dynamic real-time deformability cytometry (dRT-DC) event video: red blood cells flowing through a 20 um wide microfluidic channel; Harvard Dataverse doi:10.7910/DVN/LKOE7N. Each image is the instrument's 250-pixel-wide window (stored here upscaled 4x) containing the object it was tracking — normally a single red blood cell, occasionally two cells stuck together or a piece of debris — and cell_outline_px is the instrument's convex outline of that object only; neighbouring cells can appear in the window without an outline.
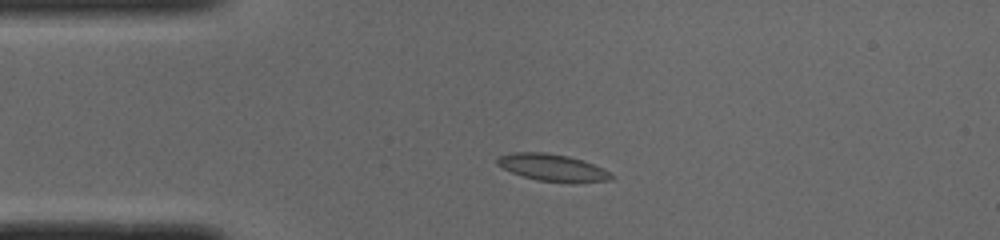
{"species": "common noctule bat (a hibernating species)", "species_latin": "Nyctalus noctula", "temperature_condition": "cold", "stored_images_in_passage": 40, "camera_frame_rate_fps": 3000, "um_per_image_px": 0.085, "animal": {"sex": "male", "body_mass_g": 19.0, "forearm_length_mm": 50.8}, "frame": {"image": 1, "passage_image": 1, "time_ms": 0.0, "image_size_px": [1000, 240], "cell_outline_px": [[616, 176], [608, 180], [572, 184], [536, 180], [512, 172], [496, 164], [496, 156], [512, 152], [544, 152], [568, 156], [604, 168]], "centroid_in_image_um": [46.97, 14.26], "position_along_channel_um": 38.0, "area_um2": 18.21}}
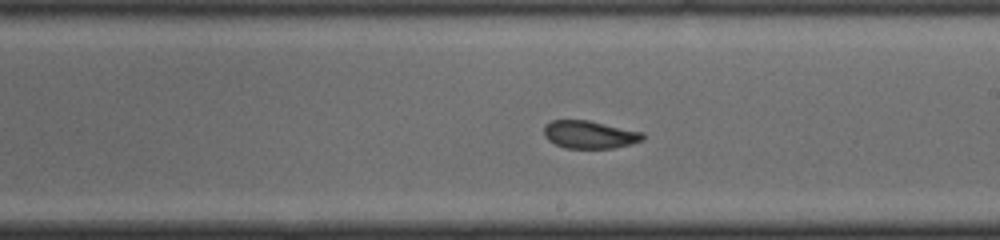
{"frame": {"image": 2, "passage_image": 18, "time_ms": 5.667, "image_size_px": [1000, 240], "cell_outline_px": [[644, 140], [632, 144], [612, 148], [564, 148], [548, 140], [544, 136], [544, 124], [552, 120], [588, 120], [644, 132]], "centroid_in_image_um": [50.12, 11.44], "position_along_channel_um": 238.9, "area_um2": 16.13}}
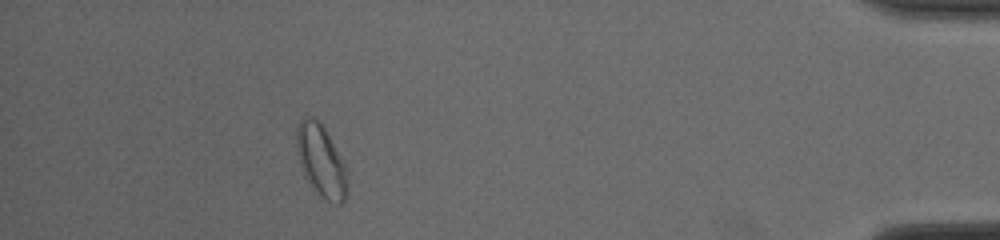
{"frame": {"image": 3, "passage_image": 35, "time_ms": 11.333, "image_size_px": [1000, 240], "cell_outline_px": [[348, 188], [344, 200], [340, 204], [332, 204], [324, 200], [312, 188], [304, 176], [300, 164], [296, 148], [296, 128], [304, 116], [312, 116], [324, 128], [340, 156], [348, 172]], "centroid_in_image_um": [27.29, 13.73], "position_along_channel_um": 407.9, "area_um2": 21.44}, "authors_computed_cell_mechanics": {"area_um2": 17.4556, "velocity_mm_per_s": 3.9908, "shape_relaxation_time_tau1_ms": null, "shape_relaxation_time_tau2_ms": 2.3639, "deformation_change_tau1": null, "deformation_change_tau2": 0.0586}}